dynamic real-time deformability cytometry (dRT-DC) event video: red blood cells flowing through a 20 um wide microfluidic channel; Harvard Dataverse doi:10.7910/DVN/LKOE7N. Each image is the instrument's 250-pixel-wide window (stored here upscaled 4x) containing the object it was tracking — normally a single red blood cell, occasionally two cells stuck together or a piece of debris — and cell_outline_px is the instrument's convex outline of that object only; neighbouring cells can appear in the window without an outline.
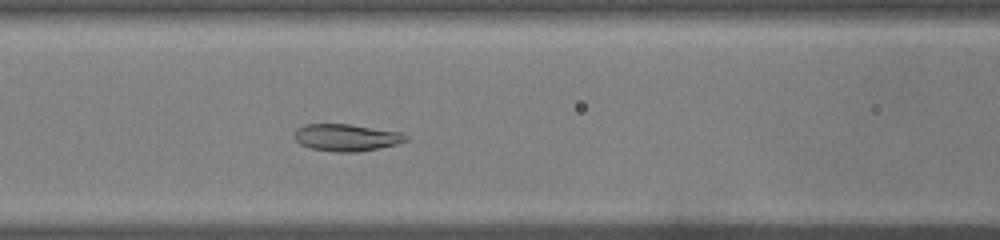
{"species": "common noctule bat (a hibernating species)", "species_latin": "Nyctalus noctula", "temperature_condition": "warm", "stored_images_in_passage": 43, "camera_frame_rate_fps": 3000, "um_per_image_px": 0.085, "animal": {"sex": "male", "body_mass_g": 19.0, "forearm_length_mm": 50.8}, "frame": {"image": 1, "passage_image": 15, "time_ms": 4.667, "image_size_px": [1000, 240], "cell_outline_px": [[408, 140], [396, 144], [380, 148], [356, 152], [336, 152], [312, 148], [300, 144], [292, 136], [292, 132], [296, 128], [304, 124], [348, 124], [404, 132], [408, 136]], "centroid_in_image_um": [29.43, 11.68], "position_along_channel_um": 137.2, "area_um2": 17.8}}
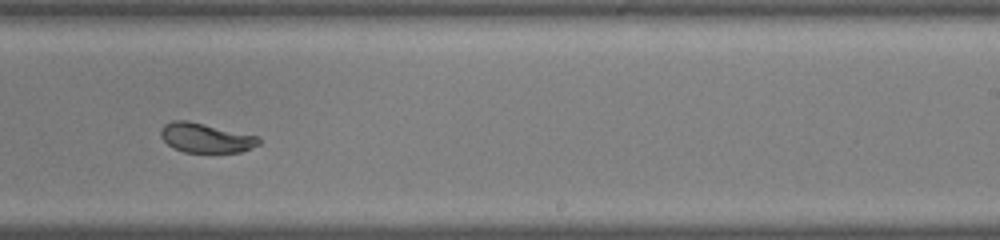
{"frame": {"image": 2, "passage_image": 25, "time_ms": 8.0, "image_size_px": [1000, 240], "cell_outline_px": [[260, 144], [240, 152], [184, 152], [172, 148], [160, 136], [160, 128], [164, 124], [172, 120], [188, 120], [260, 136]], "centroid_in_image_um": [17.48, 11.7], "position_along_channel_um": 271.5, "area_um2": 17.05}}
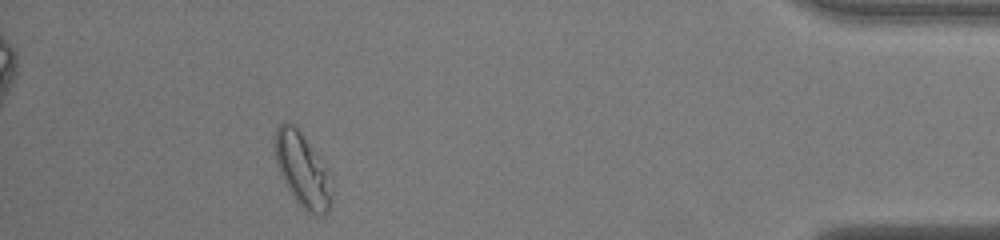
{"frame": {"image": 3, "passage_image": 39, "time_ms": 12.667, "image_size_px": [1000, 240], "cell_outline_px": [[332, 200], [328, 212], [308, 212], [292, 196], [280, 176], [276, 164], [276, 128], [280, 124], [292, 124], [300, 132], [328, 168], [332, 192]], "centroid_in_image_um": [25.72, 14.46], "position_along_channel_um": 409.5, "area_um2": 23.87}}